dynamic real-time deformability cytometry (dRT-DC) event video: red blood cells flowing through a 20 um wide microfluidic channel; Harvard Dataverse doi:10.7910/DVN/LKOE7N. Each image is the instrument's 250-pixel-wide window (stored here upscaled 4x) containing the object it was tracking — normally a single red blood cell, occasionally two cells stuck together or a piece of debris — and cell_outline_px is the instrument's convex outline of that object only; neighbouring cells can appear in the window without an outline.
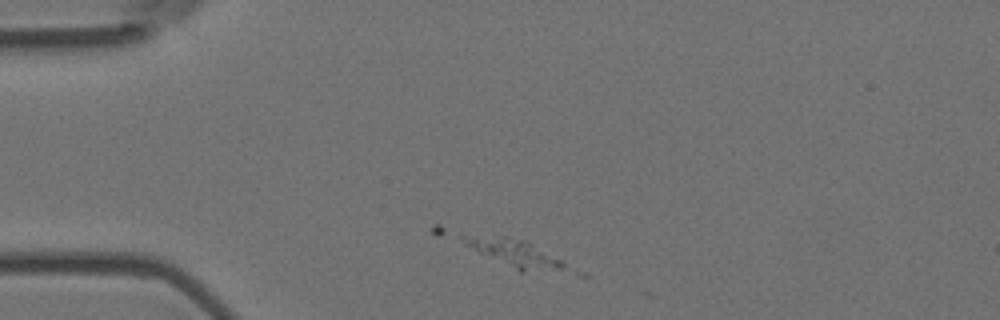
{"species": "Egyptian fruit bat (a non-hibernating species)", "species_latin": "Rousettus aegyptiacus", "temperature_condition": "room temperature", "stored_images_in_passage": 2, "camera_frame_rate_fps": 3000, "um_per_image_px": 0.085, "animal": {"sex": "female"}, "frame": {"image": 1, "passage_image": 1, "time_ms": 0.0, "image_size_px": [1000, 320], "cell_outline_px": [[588, 276], [580, 276], [520, 272], [480, 252], [468, 244], [460, 236], [508, 236], [524, 240], [588, 272]], "centroid_in_image_um": [44.43, 21.74], "position_along_channel_um": 40.6, "area_um2": 18.09}}